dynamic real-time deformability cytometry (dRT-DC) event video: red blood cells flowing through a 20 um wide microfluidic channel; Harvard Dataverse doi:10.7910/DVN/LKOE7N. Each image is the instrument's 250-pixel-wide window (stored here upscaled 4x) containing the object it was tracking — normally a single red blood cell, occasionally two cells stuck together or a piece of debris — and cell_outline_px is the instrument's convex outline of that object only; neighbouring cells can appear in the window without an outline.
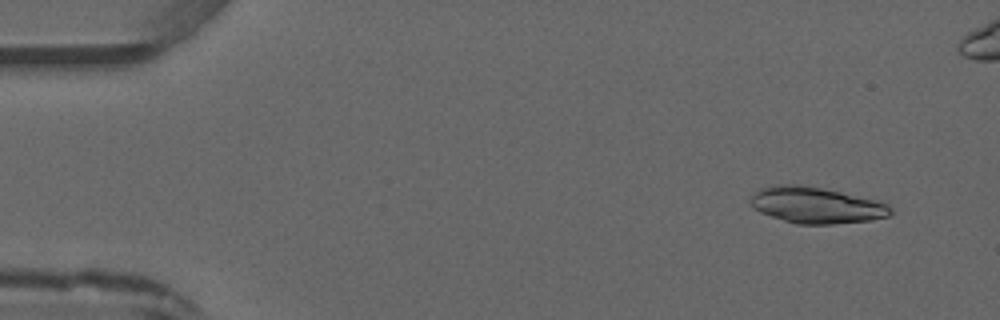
{"species": "common noctule bat (a hibernating species)", "species_latin": "Nyctalus noctula", "temperature_condition": "warm", "stored_images_in_passage": 4, "camera_frame_rate_fps": 3000, "um_per_image_px": 0.085, "animal": {"sex": "male", "forearm_length_mm": 52.5}, "frame": {"image": 1, "passage_image": 1, "time_ms": 0.0, "image_size_px": [1000, 320], "cell_outline_px": [[892, 216], [872, 220], [832, 224], [796, 224], [760, 212], [752, 204], [752, 196], [760, 188], [776, 184], [800, 184], [840, 192], [876, 200], [888, 204], [892, 208]], "centroid_in_image_um": [69.43, 17.44], "position_along_channel_um": 15.6, "area_um2": 29.36}}